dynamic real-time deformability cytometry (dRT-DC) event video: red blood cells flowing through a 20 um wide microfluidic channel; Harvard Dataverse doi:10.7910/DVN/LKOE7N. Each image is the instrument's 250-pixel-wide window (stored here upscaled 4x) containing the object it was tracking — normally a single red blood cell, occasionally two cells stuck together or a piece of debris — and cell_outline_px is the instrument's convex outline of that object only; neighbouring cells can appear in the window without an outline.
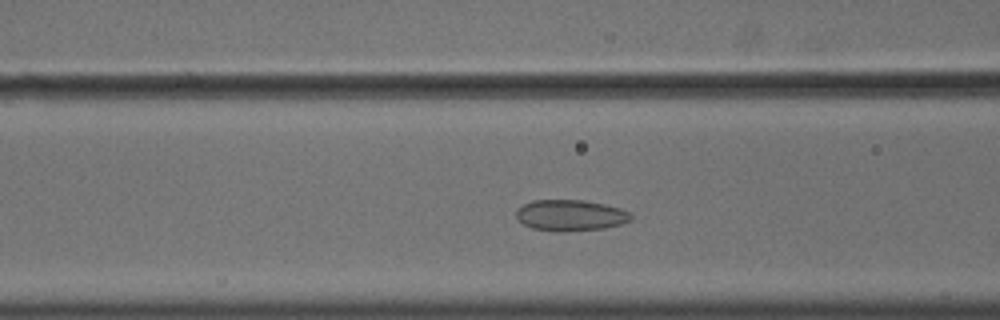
{"species": "common noctule bat (a hibernating species)", "species_latin": "Nyctalus noctula", "temperature_condition": "cold", "stored_images_in_passage": 49, "camera_frame_rate_fps": 3000, "um_per_image_px": 0.085, "animal": {"sex": "male", "body_mass_g": 18.8}, "frame": {"image": 1, "passage_image": 16, "time_ms": 5.0, "image_size_px": [1000, 320], "cell_outline_px": [[632, 220], [620, 224], [604, 228], [564, 232], [556, 232], [532, 228], [524, 224], [516, 216], [516, 208], [532, 200], [584, 200], [604, 204], [620, 208], [628, 212], [632, 216]], "centroid_in_image_um": [48.47, 18.3], "position_along_channel_um": 118.1, "area_um2": 20.87}}
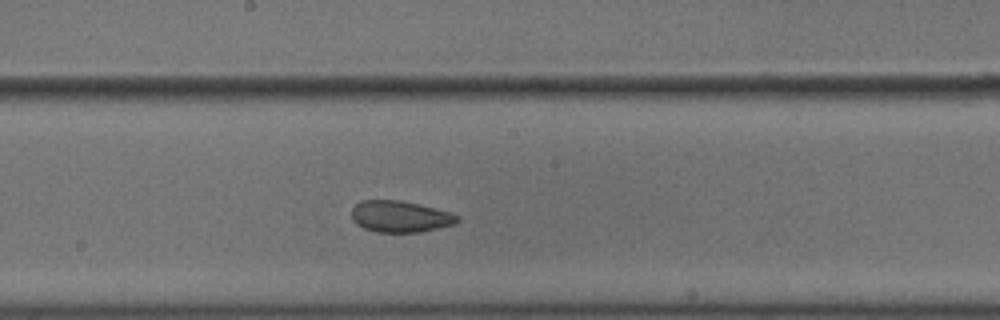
{"frame": {"image": 2, "passage_image": 24, "time_ms": 7.667, "image_size_px": [1000, 320], "cell_outline_px": [[460, 220], [456, 224], [420, 232], [376, 232], [364, 228], [356, 224], [352, 220], [352, 208], [360, 200], [400, 200], [448, 212], [460, 216]], "centroid_in_image_um": [33.99, 18.41], "position_along_channel_um": 214.2, "area_um2": 19.31}}
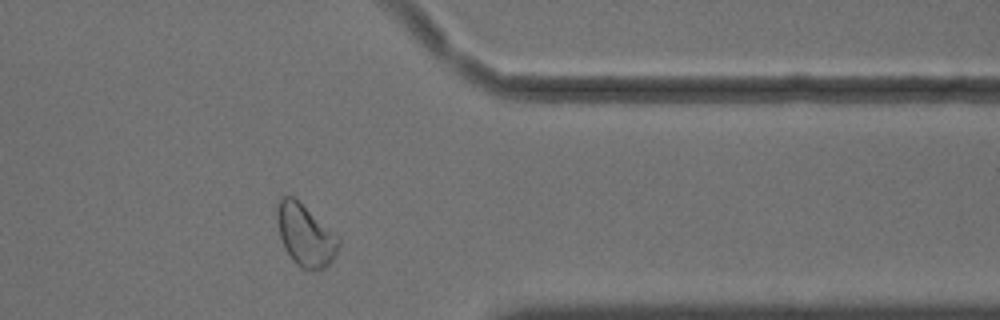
{"frame": {"image": 3, "passage_image": 39, "time_ms": 12.667, "image_size_px": [1000, 320], "cell_outline_px": [[340, 244], [332, 260], [324, 268], [312, 272], [300, 268], [292, 260], [284, 248], [280, 236], [276, 220], [276, 208], [280, 200], [284, 196], [292, 196], [340, 236]], "centroid_in_image_um": [25.96, 20.03], "position_along_channel_um": 385.4, "area_um2": 22.31}, "authors_computed_cell_mechanics": {"area_um2": 21.0392, "velocity_mm_per_s": 3.5976, "shape_relaxation_time_tau1_ms": 2.9503, "shape_relaxation_time_tau2_ms": 1.6236, "deformation_change_tau1": 0.0589, "deformation_change_tau2": 0.061}}